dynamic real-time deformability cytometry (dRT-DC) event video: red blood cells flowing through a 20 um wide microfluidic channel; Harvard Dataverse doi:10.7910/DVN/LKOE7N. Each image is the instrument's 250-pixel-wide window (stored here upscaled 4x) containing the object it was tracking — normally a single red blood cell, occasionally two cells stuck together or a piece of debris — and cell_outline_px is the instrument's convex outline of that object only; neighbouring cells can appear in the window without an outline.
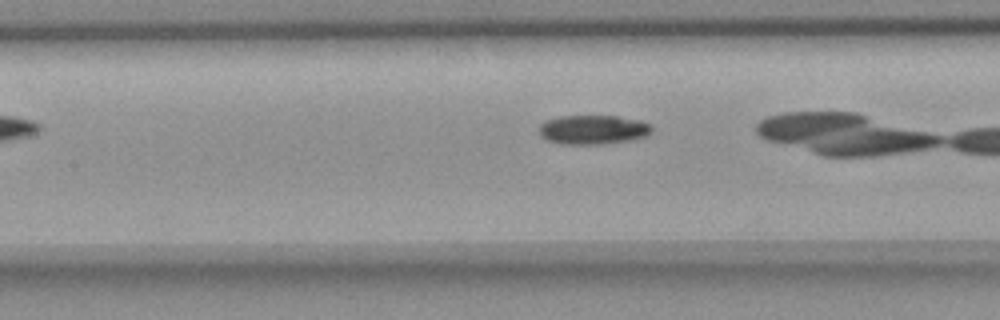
{"species": "common noctule bat (a hibernating species)", "species_latin": "Nyctalus noctula", "temperature_condition": "room temperature", "stored_images_in_passage": 19, "camera_frame_rate_fps": 3000, "um_per_image_px": 0.085, "animal": {"sex": "female", "body_mass_g": 18.4}, "frame": {"image": 1, "passage_image": 6, "time_ms": 1.667, "image_size_px": [1000, 320], "cell_outline_px": [[652, 128], [644, 136], [632, 140], [604, 144], [560, 144], [548, 140], [540, 136], [540, 124], [548, 120], [560, 116], [616, 116], [640, 120], [652, 124]], "centroid_in_image_um": [50.41, 11.02], "position_along_channel_um": 157.0, "area_um2": 19.13}}